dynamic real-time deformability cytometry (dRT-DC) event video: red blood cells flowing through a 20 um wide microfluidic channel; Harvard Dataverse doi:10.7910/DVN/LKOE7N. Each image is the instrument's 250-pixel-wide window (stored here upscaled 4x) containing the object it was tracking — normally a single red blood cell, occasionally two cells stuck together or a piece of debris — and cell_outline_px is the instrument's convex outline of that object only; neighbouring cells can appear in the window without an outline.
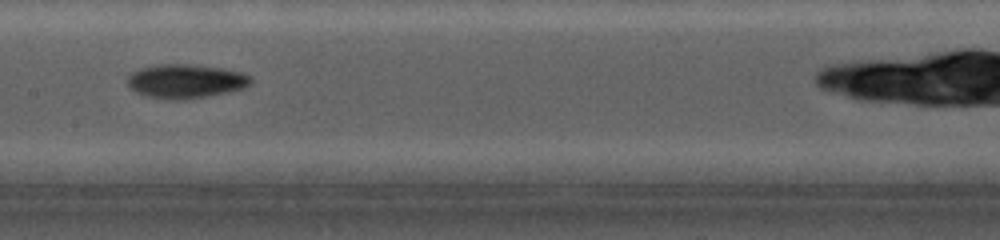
{"species": "common noctule bat (a hibernating species)", "species_latin": "Nyctalus noctula", "temperature_condition": "cold", "stored_images_in_passage": 37, "camera_frame_rate_fps": 5000, "um_per_image_px": 0.085, "animal": {"sex": "female", "body_mass_g": 19.0, "forearm_length_mm": 56.7}, "frame": {"image": 1, "passage_image": 14, "time_ms": 3.8, "image_size_px": [1000, 240], "cell_outline_px": [[252, 80], [244, 88], [228, 92], [184, 100], [172, 100], [148, 96], [136, 92], [128, 88], [128, 76], [132, 72], [140, 68], [160, 64], [188, 64], [220, 68], [240, 72], [252, 76]], "centroid_in_image_um": [15.76, 6.9], "position_along_channel_um": 191.6, "area_um2": 24.33}}
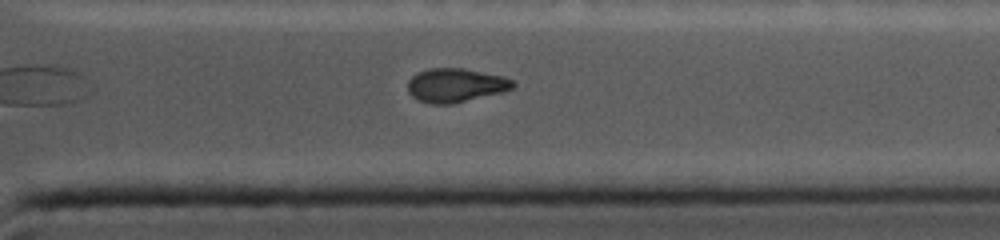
{"frame": {"image": 2, "passage_image": 31, "time_ms": 8.6, "image_size_px": [1000, 240], "cell_outline_px": [[516, 84], [512, 88], [504, 92], [452, 104], [432, 104], [416, 100], [408, 92], [408, 80], [412, 76], [428, 68], [464, 68], [504, 76], [516, 80]], "centroid_in_image_um": [38.76, 7.25], "position_along_channel_um": 372.6, "area_um2": 21.04}}
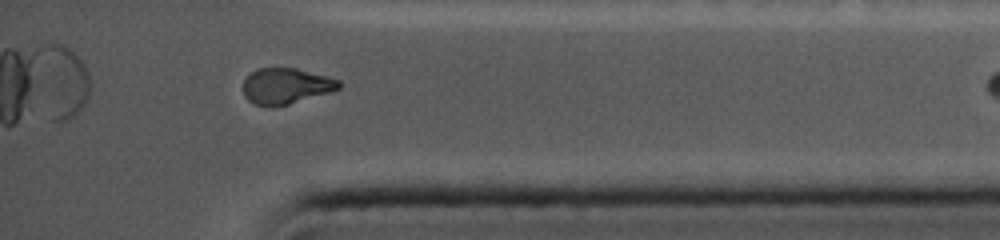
{"frame": {"image": 3, "passage_image": 35, "time_ms": 9.6, "image_size_px": [1000, 240], "cell_outline_px": [[340, 88], [332, 92], [288, 104], [252, 104], [244, 96], [244, 80], [256, 68], [296, 68], [328, 76], [340, 80]], "centroid_in_image_um": [24.34, 7.28], "position_along_channel_um": 410.9, "area_um2": 19.71}, "authors_computed_cell_mechanics": {"area_um2": 22.4264, "velocity_mm_per_s": 3.765, "shape_relaxation_time_tau1_ms": null, "shape_relaxation_time_tau2_ms": 8.2534, "deformation_change_tau1": null, "deformation_change_tau2": 0.106}}